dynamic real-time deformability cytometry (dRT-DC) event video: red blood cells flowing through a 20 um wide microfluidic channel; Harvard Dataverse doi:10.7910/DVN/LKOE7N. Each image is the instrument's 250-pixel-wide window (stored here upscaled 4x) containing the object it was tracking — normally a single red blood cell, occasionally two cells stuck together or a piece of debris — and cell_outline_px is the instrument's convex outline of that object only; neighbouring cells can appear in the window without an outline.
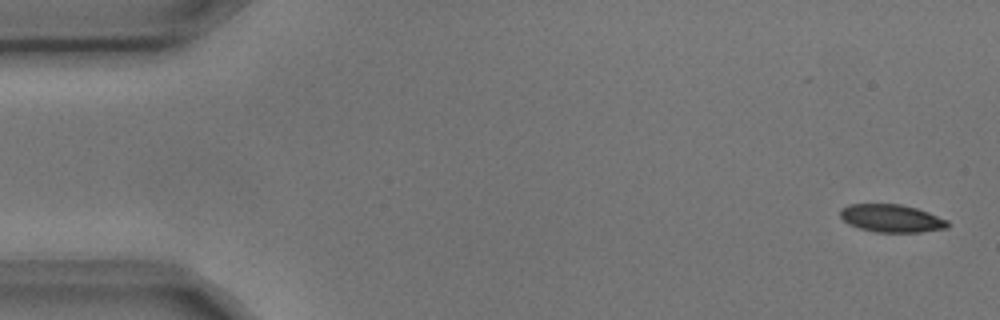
{"species": "common noctule bat (a hibernating species)", "species_latin": "Nyctalus noctula", "temperature_condition": "cold", "stored_images_in_passage": 5, "camera_frame_rate_fps": 3000, "um_per_image_px": 0.085, "animal": {"sex": "male", "body_mass_g": 17.9, "forearm_length_mm": 54.2}, "frame": {"image": 1, "passage_image": 1, "time_ms": 0.0, "image_size_px": [1000, 320], "cell_outline_px": [[948, 228], [920, 232], [876, 232], [860, 228], [848, 224], [840, 216], [840, 208], [848, 204], [900, 204], [916, 208], [928, 212], [948, 220]], "centroid_in_image_um": [75.76, 18.55], "position_along_channel_um": 9.2, "area_um2": 17.4}}